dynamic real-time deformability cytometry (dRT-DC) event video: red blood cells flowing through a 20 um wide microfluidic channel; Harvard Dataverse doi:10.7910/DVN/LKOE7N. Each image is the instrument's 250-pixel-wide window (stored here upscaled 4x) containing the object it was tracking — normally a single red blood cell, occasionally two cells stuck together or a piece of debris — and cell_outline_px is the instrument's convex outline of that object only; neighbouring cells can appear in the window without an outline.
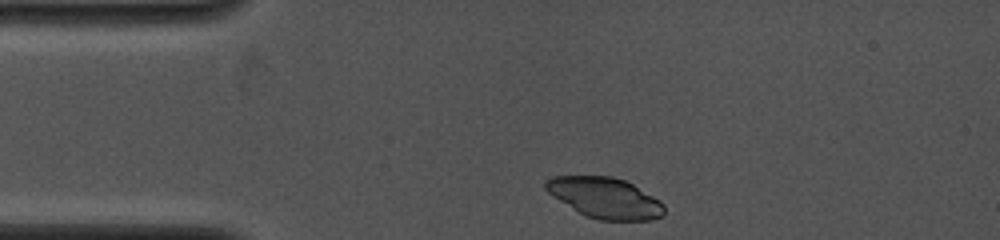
{"species": "common noctule bat (a hibernating species)", "species_latin": "Nyctalus noctula", "temperature_condition": "cold", "stored_images_in_passage": 4, "camera_frame_rate_fps": 4000, "um_per_image_px": 0.085, "animal": {"sex": "female", "body_mass_g": 19.0, "forearm_length_mm": 53.3}, "frame": {"image": 1, "passage_image": 1, "time_ms": 0.0, "image_size_px": [1000, 240], "cell_outline_px": [[664, 216], [652, 220], [600, 220], [588, 216], [580, 212], [552, 196], [544, 188], [544, 180], [552, 176], [612, 176], [624, 180], [632, 184], [660, 200], [664, 204]], "centroid_in_image_um": [51.43, 16.81], "position_along_channel_um": 33.6, "area_um2": 27.98}}